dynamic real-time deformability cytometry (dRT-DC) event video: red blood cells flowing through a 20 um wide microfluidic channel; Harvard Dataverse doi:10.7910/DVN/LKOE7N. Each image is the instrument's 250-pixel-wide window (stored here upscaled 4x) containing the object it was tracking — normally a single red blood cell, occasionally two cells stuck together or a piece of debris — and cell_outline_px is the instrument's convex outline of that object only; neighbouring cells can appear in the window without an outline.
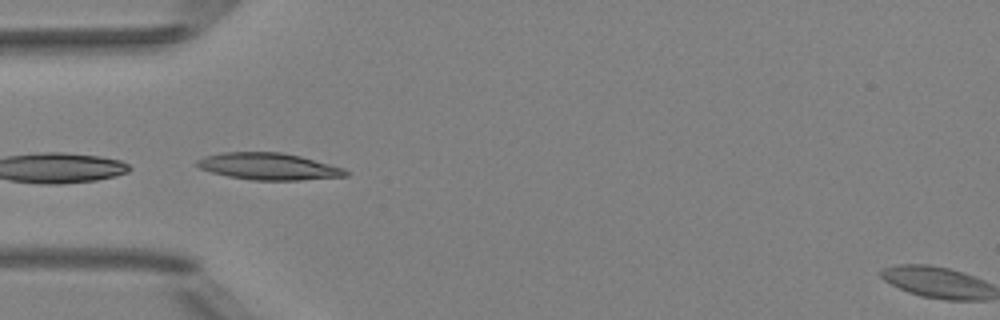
{"species": "Egyptian fruit bat (a non-hibernating species)", "species_latin": "Rousettus aegyptiacus", "temperature_condition": "room temperature", "stored_images_in_passage": 8, "camera_frame_rate_fps": 3000, "um_per_image_px": 0.085, "animal": {"sex": "female"}, "frame": {"image": 1, "passage_image": 4, "time_ms": 4.333, "image_size_px": [1000, 320], "cell_outline_px": [[352, 172], [348, 176], [300, 180], [252, 180], [228, 176], [212, 172], [200, 168], [196, 164], [196, 160], [204, 156], [220, 152], [280, 152], [300, 156], [344, 168]], "centroid_in_image_um": [22.85, 14.14], "position_along_channel_um": 62.2, "area_um2": 23.29}}
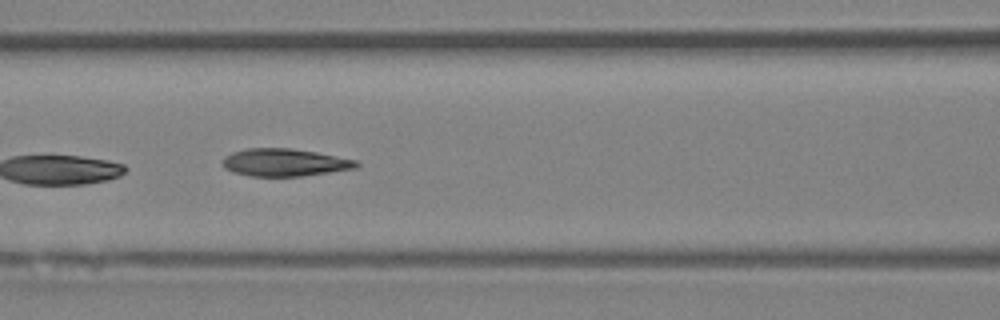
{"frame": {"image": 2, "passage_image": 6, "time_ms": 6.333, "image_size_px": [1000, 320], "cell_outline_px": [[360, 164], [356, 168], [300, 176], [248, 176], [232, 172], [224, 168], [224, 156], [232, 152], [248, 148], [292, 148], [316, 152], [356, 160]], "centroid_in_image_um": [24.17, 13.8], "position_along_channel_um": 142.4, "area_um2": 21.39}}
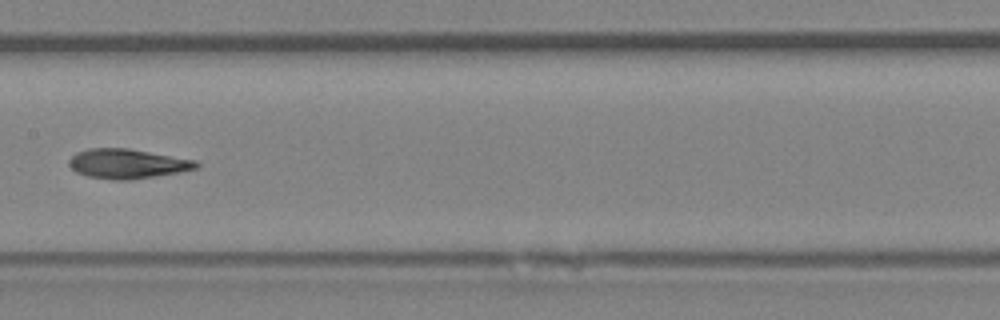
{"frame": {"image": 3, "passage_image": 7, "time_ms": 7.667, "image_size_px": [1000, 320], "cell_outline_px": [[200, 164], [196, 168], [180, 172], [132, 180], [112, 180], [88, 176], [76, 172], [68, 164], [68, 160], [76, 152], [88, 148], [128, 148], [196, 160]], "centroid_in_image_um": [10.81, 13.92], "position_along_channel_um": 196.6, "area_um2": 22.02}}